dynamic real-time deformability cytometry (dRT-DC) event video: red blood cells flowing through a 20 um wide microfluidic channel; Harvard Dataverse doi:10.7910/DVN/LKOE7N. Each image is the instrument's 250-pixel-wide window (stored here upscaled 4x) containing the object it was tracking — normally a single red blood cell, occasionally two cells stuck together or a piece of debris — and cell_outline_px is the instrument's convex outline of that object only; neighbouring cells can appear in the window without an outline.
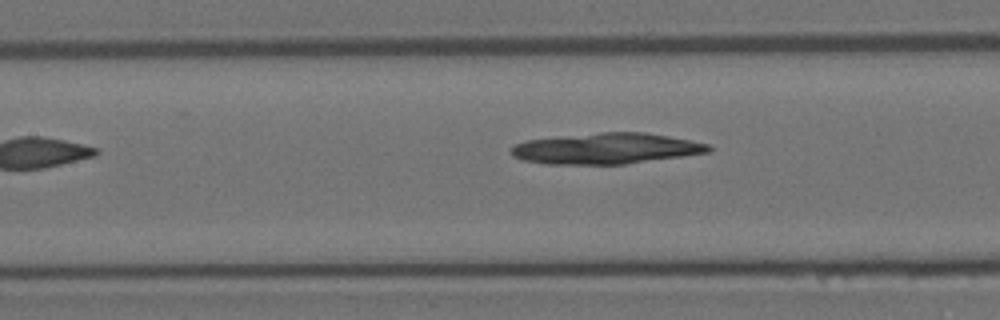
{"species": "Egyptian fruit bat (a non-hibernating species)", "species_latin": "Rousettus aegyptiacus", "temperature_condition": "room temperature", "stored_images_in_passage": 8, "camera_frame_rate_fps": 3000, "um_per_image_px": 0.085, "animal": {"sex": "female"}, "frame": {"image": 1, "passage_image": 7, "time_ms": 2.0, "image_size_px": [1000, 320], "cell_outline_px": [[712, 148], [708, 152], [624, 164], [548, 164], [524, 160], [512, 156], [512, 148], [516, 144], [528, 140], [600, 132], [644, 132], [668, 136], [708, 144]], "centroid_in_image_um": [51.52, 12.62], "position_along_channel_um": 155.9, "area_um2": 34.91}}
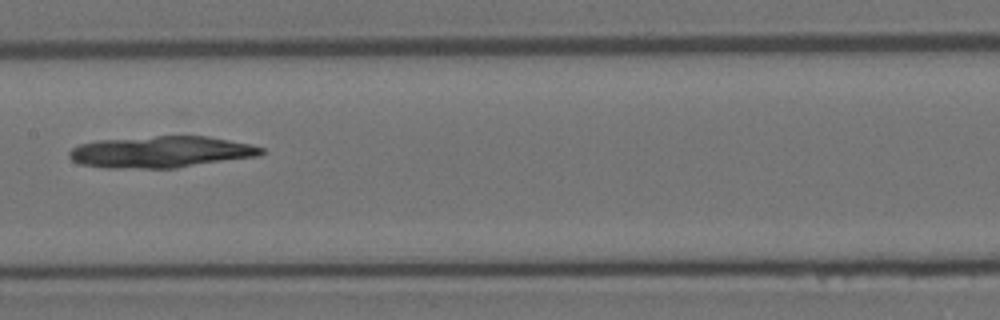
{"frame": {"image": 2, "passage_image": 8, "time_ms": 2.333, "image_size_px": [1000, 320], "cell_outline_px": [[264, 152], [260, 156], [176, 168], [104, 168], [80, 164], [72, 160], [68, 156], [68, 152], [72, 148], [80, 144], [96, 140], [156, 136], [208, 136], [252, 144], [264, 148]], "centroid_in_image_um": [13.69, 12.92], "position_along_channel_um": 193.7, "area_um2": 35.6}}